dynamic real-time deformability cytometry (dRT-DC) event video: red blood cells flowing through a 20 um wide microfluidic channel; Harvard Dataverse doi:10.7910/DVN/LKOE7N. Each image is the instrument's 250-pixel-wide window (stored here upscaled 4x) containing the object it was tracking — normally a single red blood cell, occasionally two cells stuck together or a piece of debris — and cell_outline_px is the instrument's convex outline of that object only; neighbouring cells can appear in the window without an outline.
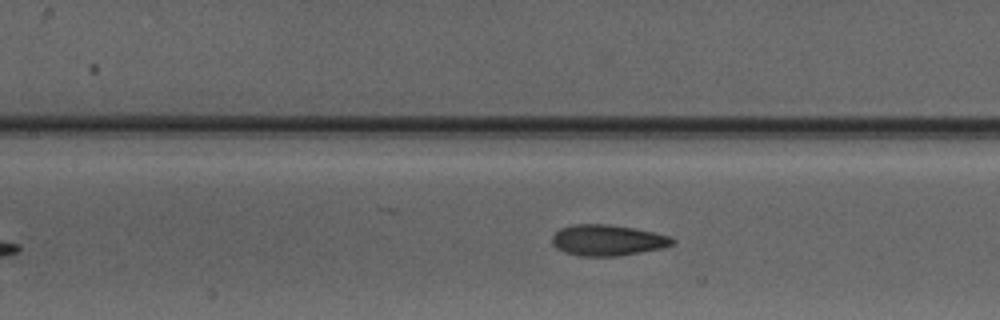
{"species": "Egyptian fruit bat (a non-hibernating species)", "species_latin": "Rousettus aegyptiacus", "temperature_condition": "warm", "stored_images_in_passage": 4, "camera_frame_rate_fps": 3000, "um_per_image_px": 0.085, "animal": {"sex": "male"}, "frame": {"image": 1, "passage_image": 4, "time_ms": 3.667, "image_size_px": [1000, 320], "cell_outline_px": [[676, 240], [672, 244], [664, 248], [616, 256], [580, 256], [564, 252], [556, 248], [552, 244], [552, 236], [560, 228], [572, 224], [608, 224], [632, 228], [652, 232], [668, 236]], "centroid_in_image_um": [51.6, 20.42], "position_along_channel_um": 155.8, "area_um2": 21.62}}